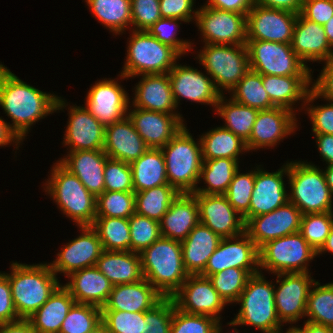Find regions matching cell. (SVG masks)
I'll return each instance as SVG.
<instances>
[{"mask_svg": "<svg viewBox=\"0 0 333 333\" xmlns=\"http://www.w3.org/2000/svg\"><path fill=\"white\" fill-rule=\"evenodd\" d=\"M64 100L30 86L0 64V106L12 119L10 127L22 140L36 121L63 110L67 106Z\"/></svg>", "mask_w": 333, "mask_h": 333, "instance_id": "6da1fadb", "label": "cell"}, {"mask_svg": "<svg viewBox=\"0 0 333 333\" xmlns=\"http://www.w3.org/2000/svg\"><path fill=\"white\" fill-rule=\"evenodd\" d=\"M11 273H4L11 285L13 303L19 319L31 317L60 285L49 264L13 262Z\"/></svg>", "mask_w": 333, "mask_h": 333, "instance_id": "7a4b0ae2", "label": "cell"}, {"mask_svg": "<svg viewBox=\"0 0 333 333\" xmlns=\"http://www.w3.org/2000/svg\"><path fill=\"white\" fill-rule=\"evenodd\" d=\"M139 254L144 278L163 297H171L189 276L179 241L161 236Z\"/></svg>", "mask_w": 333, "mask_h": 333, "instance_id": "3957f363", "label": "cell"}, {"mask_svg": "<svg viewBox=\"0 0 333 333\" xmlns=\"http://www.w3.org/2000/svg\"><path fill=\"white\" fill-rule=\"evenodd\" d=\"M44 187L67 217L77 226H92L96 218V200L78 177L70 173L59 162L51 169V177Z\"/></svg>", "mask_w": 333, "mask_h": 333, "instance_id": "277c9868", "label": "cell"}, {"mask_svg": "<svg viewBox=\"0 0 333 333\" xmlns=\"http://www.w3.org/2000/svg\"><path fill=\"white\" fill-rule=\"evenodd\" d=\"M195 142L184 126L164 147L161 148L168 184L179 193H193L200 181L202 151L200 139Z\"/></svg>", "mask_w": 333, "mask_h": 333, "instance_id": "5b68a950", "label": "cell"}, {"mask_svg": "<svg viewBox=\"0 0 333 333\" xmlns=\"http://www.w3.org/2000/svg\"><path fill=\"white\" fill-rule=\"evenodd\" d=\"M261 269L252 274L237 303H241L239 313L228 325L255 326L263 333H275L282 325L274 300L275 285L262 276Z\"/></svg>", "mask_w": 333, "mask_h": 333, "instance_id": "8992f818", "label": "cell"}, {"mask_svg": "<svg viewBox=\"0 0 333 333\" xmlns=\"http://www.w3.org/2000/svg\"><path fill=\"white\" fill-rule=\"evenodd\" d=\"M287 176L291 188L289 202L302 214L332 211L333 196L323 170L308 162L291 161Z\"/></svg>", "mask_w": 333, "mask_h": 333, "instance_id": "52a82bcc", "label": "cell"}, {"mask_svg": "<svg viewBox=\"0 0 333 333\" xmlns=\"http://www.w3.org/2000/svg\"><path fill=\"white\" fill-rule=\"evenodd\" d=\"M126 61L120 78L128 79L143 74H165L177 63L180 55L161 43L148 31H132Z\"/></svg>", "mask_w": 333, "mask_h": 333, "instance_id": "ba28073f", "label": "cell"}, {"mask_svg": "<svg viewBox=\"0 0 333 333\" xmlns=\"http://www.w3.org/2000/svg\"><path fill=\"white\" fill-rule=\"evenodd\" d=\"M203 48L195 58L204 66L222 95L224 89L230 92L250 70L246 44H205Z\"/></svg>", "mask_w": 333, "mask_h": 333, "instance_id": "9c48e42d", "label": "cell"}, {"mask_svg": "<svg viewBox=\"0 0 333 333\" xmlns=\"http://www.w3.org/2000/svg\"><path fill=\"white\" fill-rule=\"evenodd\" d=\"M259 267L271 273L309 272L308 262L317 256L300 232L268 241L258 249Z\"/></svg>", "mask_w": 333, "mask_h": 333, "instance_id": "30bf717a", "label": "cell"}, {"mask_svg": "<svg viewBox=\"0 0 333 333\" xmlns=\"http://www.w3.org/2000/svg\"><path fill=\"white\" fill-rule=\"evenodd\" d=\"M246 46L250 69L261 75L312 76L311 68L300 60L290 43L247 40Z\"/></svg>", "mask_w": 333, "mask_h": 333, "instance_id": "8fae6325", "label": "cell"}, {"mask_svg": "<svg viewBox=\"0 0 333 333\" xmlns=\"http://www.w3.org/2000/svg\"><path fill=\"white\" fill-rule=\"evenodd\" d=\"M195 22L205 44L243 45L247 42L246 15L208 7L197 10Z\"/></svg>", "mask_w": 333, "mask_h": 333, "instance_id": "7c38bea8", "label": "cell"}, {"mask_svg": "<svg viewBox=\"0 0 333 333\" xmlns=\"http://www.w3.org/2000/svg\"><path fill=\"white\" fill-rule=\"evenodd\" d=\"M231 267L245 269L251 275L259 272L258 248L245 231L235 237L222 238L200 275L208 278Z\"/></svg>", "mask_w": 333, "mask_h": 333, "instance_id": "4fadbf2b", "label": "cell"}, {"mask_svg": "<svg viewBox=\"0 0 333 333\" xmlns=\"http://www.w3.org/2000/svg\"><path fill=\"white\" fill-rule=\"evenodd\" d=\"M276 275L279 286L274 289V300L278 318L281 323L294 324L306 314L307 299L315 280L309 272Z\"/></svg>", "mask_w": 333, "mask_h": 333, "instance_id": "5bb4252c", "label": "cell"}, {"mask_svg": "<svg viewBox=\"0 0 333 333\" xmlns=\"http://www.w3.org/2000/svg\"><path fill=\"white\" fill-rule=\"evenodd\" d=\"M298 14L254 3L246 16L247 40L291 43Z\"/></svg>", "mask_w": 333, "mask_h": 333, "instance_id": "9a60e30c", "label": "cell"}, {"mask_svg": "<svg viewBox=\"0 0 333 333\" xmlns=\"http://www.w3.org/2000/svg\"><path fill=\"white\" fill-rule=\"evenodd\" d=\"M171 298L177 309L188 314L211 316L219 322V314L227 305L209 278L201 275H189Z\"/></svg>", "mask_w": 333, "mask_h": 333, "instance_id": "2e32d148", "label": "cell"}, {"mask_svg": "<svg viewBox=\"0 0 333 333\" xmlns=\"http://www.w3.org/2000/svg\"><path fill=\"white\" fill-rule=\"evenodd\" d=\"M302 213L287 202L272 212L254 216L245 223V232L259 249L268 241L299 232Z\"/></svg>", "mask_w": 333, "mask_h": 333, "instance_id": "e0dca14e", "label": "cell"}, {"mask_svg": "<svg viewBox=\"0 0 333 333\" xmlns=\"http://www.w3.org/2000/svg\"><path fill=\"white\" fill-rule=\"evenodd\" d=\"M81 235L63 246L49 266L57 273L68 276L74 271L96 266L103 248L96 230L92 226H79Z\"/></svg>", "mask_w": 333, "mask_h": 333, "instance_id": "ac0fdd59", "label": "cell"}, {"mask_svg": "<svg viewBox=\"0 0 333 333\" xmlns=\"http://www.w3.org/2000/svg\"><path fill=\"white\" fill-rule=\"evenodd\" d=\"M199 207V222L210 228L221 238L235 237L245 231L240 214L223 194L192 193ZM237 215L238 218H237Z\"/></svg>", "mask_w": 333, "mask_h": 333, "instance_id": "d6986e66", "label": "cell"}, {"mask_svg": "<svg viewBox=\"0 0 333 333\" xmlns=\"http://www.w3.org/2000/svg\"><path fill=\"white\" fill-rule=\"evenodd\" d=\"M123 86L106 78L93 85L86 96L85 107L104 126L120 121L129 111V96Z\"/></svg>", "mask_w": 333, "mask_h": 333, "instance_id": "ffe728a7", "label": "cell"}, {"mask_svg": "<svg viewBox=\"0 0 333 333\" xmlns=\"http://www.w3.org/2000/svg\"><path fill=\"white\" fill-rule=\"evenodd\" d=\"M286 174H288V162L283 168L272 173L260 169L259 166L255 169L254 188L249 212L243 217L244 223L254 216L272 212L289 201V194L283 181V175Z\"/></svg>", "mask_w": 333, "mask_h": 333, "instance_id": "44dd1931", "label": "cell"}, {"mask_svg": "<svg viewBox=\"0 0 333 333\" xmlns=\"http://www.w3.org/2000/svg\"><path fill=\"white\" fill-rule=\"evenodd\" d=\"M168 77L177 107L180 98L216 107L222 95L210 77L193 67L175 64Z\"/></svg>", "mask_w": 333, "mask_h": 333, "instance_id": "7402d4cb", "label": "cell"}, {"mask_svg": "<svg viewBox=\"0 0 333 333\" xmlns=\"http://www.w3.org/2000/svg\"><path fill=\"white\" fill-rule=\"evenodd\" d=\"M295 111L284 107H274L259 111L252 133L246 142L248 151L274 147L297 128Z\"/></svg>", "mask_w": 333, "mask_h": 333, "instance_id": "603a6c76", "label": "cell"}, {"mask_svg": "<svg viewBox=\"0 0 333 333\" xmlns=\"http://www.w3.org/2000/svg\"><path fill=\"white\" fill-rule=\"evenodd\" d=\"M137 133L149 148L161 149L185 126L180 114L135 108L127 112Z\"/></svg>", "mask_w": 333, "mask_h": 333, "instance_id": "cb8c5ba5", "label": "cell"}, {"mask_svg": "<svg viewBox=\"0 0 333 333\" xmlns=\"http://www.w3.org/2000/svg\"><path fill=\"white\" fill-rule=\"evenodd\" d=\"M63 144L69 152L103 150L105 126L86 107H70Z\"/></svg>", "mask_w": 333, "mask_h": 333, "instance_id": "d4e9b609", "label": "cell"}, {"mask_svg": "<svg viewBox=\"0 0 333 333\" xmlns=\"http://www.w3.org/2000/svg\"><path fill=\"white\" fill-rule=\"evenodd\" d=\"M148 149L128 116L105 126L103 151L109 158L131 163Z\"/></svg>", "mask_w": 333, "mask_h": 333, "instance_id": "484cf974", "label": "cell"}, {"mask_svg": "<svg viewBox=\"0 0 333 333\" xmlns=\"http://www.w3.org/2000/svg\"><path fill=\"white\" fill-rule=\"evenodd\" d=\"M108 156L103 150L74 151L58 160L70 173L76 175L96 198L104 192V169Z\"/></svg>", "mask_w": 333, "mask_h": 333, "instance_id": "4316f807", "label": "cell"}, {"mask_svg": "<svg viewBox=\"0 0 333 333\" xmlns=\"http://www.w3.org/2000/svg\"><path fill=\"white\" fill-rule=\"evenodd\" d=\"M140 76L142 78L135 87L132 106L165 114H180L174 111L177 109V105L172 93L168 73L143 74Z\"/></svg>", "mask_w": 333, "mask_h": 333, "instance_id": "83f0119b", "label": "cell"}, {"mask_svg": "<svg viewBox=\"0 0 333 333\" xmlns=\"http://www.w3.org/2000/svg\"><path fill=\"white\" fill-rule=\"evenodd\" d=\"M163 298L144 278L135 283L114 285L101 310L145 312L152 309Z\"/></svg>", "mask_w": 333, "mask_h": 333, "instance_id": "f1b7e54d", "label": "cell"}, {"mask_svg": "<svg viewBox=\"0 0 333 333\" xmlns=\"http://www.w3.org/2000/svg\"><path fill=\"white\" fill-rule=\"evenodd\" d=\"M199 223V207L192 193H179L160 221L164 238L183 242Z\"/></svg>", "mask_w": 333, "mask_h": 333, "instance_id": "f546056e", "label": "cell"}, {"mask_svg": "<svg viewBox=\"0 0 333 333\" xmlns=\"http://www.w3.org/2000/svg\"><path fill=\"white\" fill-rule=\"evenodd\" d=\"M71 280L63 286L69 291L76 303L89 304L102 309L113 285L96 266L72 272Z\"/></svg>", "mask_w": 333, "mask_h": 333, "instance_id": "4dcf8cb0", "label": "cell"}, {"mask_svg": "<svg viewBox=\"0 0 333 333\" xmlns=\"http://www.w3.org/2000/svg\"><path fill=\"white\" fill-rule=\"evenodd\" d=\"M291 48L306 65L308 61H324L331 46L324 27L298 13L293 29Z\"/></svg>", "mask_w": 333, "mask_h": 333, "instance_id": "1f68e13d", "label": "cell"}, {"mask_svg": "<svg viewBox=\"0 0 333 333\" xmlns=\"http://www.w3.org/2000/svg\"><path fill=\"white\" fill-rule=\"evenodd\" d=\"M221 237L210 228L198 223L181 242L183 265L189 275H200L208 259L217 249Z\"/></svg>", "mask_w": 333, "mask_h": 333, "instance_id": "d6a6232c", "label": "cell"}, {"mask_svg": "<svg viewBox=\"0 0 333 333\" xmlns=\"http://www.w3.org/2000/svg\"><path fill=\"white\" fill-rule=\"evenodd\" d=\"M96 267L111 284H130L144 279L139 253L103 250Z\"/></svg>", "mask_w": 333, "mask_h": 333, "instance_id": "836d02e7", "label": "cell"}, {"mask_svg": "<svg viewBox=\"0 0 333 333\" xmlns=\"http://www.w3.org/2000/svg\"><path fill=\"white\" fill-rule=\"evenodd\" d=\"M75 303L69 291L60 284L28 320L36 333H59L62 322Z\"/></svg>", "mask_w": 333, "mask_h": 333, "instance_id": "e575fe53", "label": "cell"}, {"mask_svg": "<svg viewBox=\"0 0 333 333\" xmlns=\"http://www.w3.org/2000/svg\"><path fill=\"white\" fill-rule=\"evenodd\" d=\"M312 76H273L262 75L263 87L276 107L293 111L298 100L305 102L311 90ZM310 87V89H309Z\"/></svg>", "mask_w": 333, "mask_h": 333, "instance_id": "d590c367", "label": "cell"}, {"mask_svg": "<svg viewBox=\"0 0 333 333\" xmlns=\"http://www.w3.org/2000/svg\"><path fill=\"white\" fill-rule=\"evenodd\" d=\"M134 192L168 184L166 163L161 149L149 148L130 163Z\"/></svg>", "mask_w": 333, "mask_h": 333, "instance_id": "8d00e7d4", "label": "cell"}, {"mask_svg": "<svg viewBox=\"0 0 333 333\" xmlns=\"http://www.w3.org/2000/svg\"><path fill=\"white\" fill-rule=\"evenodd\" d=\"M202 160L230 158L239 160V154L248 151L246 142L224 127H216L200 138Z\"/></svg>", "mask_w": 333, "mask_h": 333, "instance_id": "74e56055", "label": "cell"}, {"mask_svg": "<svg viewBox=\"0 0 333 333\" xmlns=\"http://www.w3.org/2000/svg\"><path fill=\"white\" fill-rule=\"evenodd\" d=\"M227 102L221 95L215 110L225 120L224 128L247 142L251 136L253 125L259 110L240 104L232 98Z\"/></svg>", "mask_w": 333, "mask_h": 333, "instance_id": "f35d334b", "label": "cell"}, {"mask_svg": "<svg viewBox=\"0 0 333 333\" xmlns=\"http://www.w3.org/2000/svg\"><path fill=\"white\" fill-rule=\"evenodd\" d=\"M238 164L239 161L230 158L203 160L199 179H203L208 186L197 187L193 193L224 195L239 169Z\"/></svg>", "mask_w": 333, "mask_h": 333, "instance_id": "ab89813d", "label": "cell"}, {"mask_svg": "<svg viewBox=\"0 0 333 333\" xmlns=\"http://www.w3.org/2000/svg\"><path fill=\"white\" fill-rule=\"evenodd\" d=\"M99 23L115 34L131 26V0H85Z\"/></svg>", "mask_w": 333, "mask_h": 333, "instance_id": "60d3db41", "label": "cell"}, {"mask_svg": "<svg viewBox=\"0 0 333 333\" xmlns=\"http://www.w3.org/2000/svg\"><path fill=\"white\" fill-rule=\"evenodd\" d=\"M179 192L164 184L141 192H135V212L160 222Z\"/></svg>", "mask_w": 333, "mask_h": 333, "instance_id": "b9f144b4", "label": "cell"}, {"mask_svg": "<svg viewBox=\"0 0 333 333\" xmlns=\"http://www.w3.org/2000/svg\"><path fill=\"white\" fill-rule=\"evenodd\" d=\"M92 227L98 234L103 250L131 251L129 218L96 217Z\"/></svg>", "mask_w": 333, "mask_h": 333, "instance_id": "7bdbcfd3", "label": "cell"}, {"mask_svg": "<svg viewBox=\"0 0 333 333\" xmlns=\"http://www.w3.org/2000/svg\"><path fill=\"white\" fill-rule=\"evenodd\" d=\"M231 92L234 101L259 111L276 107L263 87L262 75L251 69Z\"/></svg>", "mask_w": 333, "mask_h": 333, "instance_id": "ee69618b", "label": "cell"}, {"mask_svg": "<svg viewBox=\"0 0 333 333\" xmlns=\"http://www.w3.org/2000/svg\"><path fill=\"white\" fill-rule=\"evenodd\" d=\"M313 287L307 299L306 321L333 327V283L321 286L315 281Z\"/></svg>", "mask_w": 333, "mask_h": 333, "instance_id": "f6af8a7d", "label": "cell"}, {"mask_svg": "<svg viewBox=\"0 0 333 333\" xmlns=\"http://www.w3.org/2000/svg\"><path fill=\"white\" fill-rule=\"evenodd\" d=\"M250 276L251 274L245 269L231 267L210 275L208 278L212 282L213 288L228 304L237 302Z\"/></svg>", "mask_w": 333, "mask_h": 333, "instance_id": "bcb514c9", "label": "cell"}, {"mask_svg": "<svg viewBox=\"0 0 333 333\" xmlns=\"http://www.w3.org/2000/svg\"><path fill=\"white\" fill-rule=\"evenodd\" d=\"M134 213V191H104L97 197L96 217L129 218Z\"/></svg>", "mask_w": 333, "mask_h": 333, "instance_id": "7dc6e473", "label": "cell"}, {"mask_svg": "<svg viewBox=\"0 0 333 333\" xmlns=\"http://www.w3.org/2000/svg\"><path fill=\"white\" fill-rule=\"evenodd\" d=\"M333 226V211L303 214L299 232L317 252L325 244Z\"/></svg>", "mask_w": 333, "mask_h": 333, "instance_id": "c3c4849f", "label": "cell"}, {"mask_svg": "<svg viewBox=\"0 0 333 333\" xmlns=\"http://www.w3.org/2000/svg\"><path fill=\"white\" fill-rule=\"evenodd\" d=\"M101 320L108 333H146L145 312L101 310Z\"/></svg>", "mask_w": 333, "mask_h": 333, "instance_id": "681fc988", "label": "cell"}, {"mask_svg": "<svg viewBox=\"0 0 333 333\" xmlns=\"http://www.w3.org/2000/svg\"><path fill=\"white\" fill-rule=\"evenodd\" d=\"M101 321V308L75 303L62 322L59 333H86Z\"/></svg>", "mask_w": 333, "mask_h": 333, "instance_id": "f907efd6", "label": "cell"}, {"mask_svg": "<svg viewBox=\"0 0 333 333\" xmlns=\"http://www.w3.org/2000/svg\"><path fill=\"white\" fill-rule=\"evenodd\" d=\"M131 251L141 253L161 237L160 222L136 212L129 217Z\"/></svg>", "mask_w": 333, "mask_h": 333, "instance_id": "816d5d0a", "label": "cell"}, {"mask_svg": "<svg viewBox=\"0 0 333 333\" xmlns=\"http://www.w3.org/2000/svg\"><path fill=\"white\" fill-rule=\"evenodd\" d=\"M254 182L255 170L249 171V173L240 174L238 169L224 194L228 202L242 218L249 212Z\"/></svg>", "mask_w": 333, "mask_h": 333, "instance_id": "f5cc1de1", "label": "cell"}, {"mask_svg": "<svg viewBox=\"0 0 333 333\" xmlns=\"http://www.w3.org/2000/svg\"><path fill=\"white\" fill-rule=\"evenodd\" d=\"M218 322L211 316L188 314L175 307L170 333H216Z\"/></svg>", "mask_w": 333, "mask_h": 333, "instance_id": "db71d44e", "label": "cell"}, {"mask_svg": "<svg viewBox=\"0 0 333 333\" xmlns=\"http://www.w3.org/2000/svg\"><path fill=\"white\" fill-rule=\"evenodd\" d=\"M104 191H134L130 163L107 158L104 169Z\"/></svg>", "mask_w": 333, "mask_h": 333, "instance_id": "11a10c76", "label": "cell"}, {"mask_svg": "<svg viewBox=\"0 0 333 333\" xmlns=\"http://www.w3.org/2000/svg\"><path fill=\"white\" fill-rule=\"evenodd\" d=\"M175 18H160L147 31L161 43L173 48L180 56L188 52L192 47L191 42L177 38L178 22Z\"/></svg>", "mask_w": 333, "mask_h": 333, "instance_id": "9f6ffc18", "label": "cell"}, {"mask_svg": "<svg viewBox=\"0 0 333 333\" xmlns=\"http://www.w3.org/2000/svg\"><path fill=\"white\" fill-rule=\"evenodd\" d=\"M175 303L171 297H164L152 309L145 311L146 333H170Z\"/></svg>", "mask_w": 333, "mask_h": 333, "instance_id": "6f0895ef", "label": "cell"}, {"mask_svg": "<svg viewBox=\"0 0 333 333\" xmlns=\"http://www.w3.org/2000/svg\"><path fill=\"white\" fill-rule=\"evenodd\" d=\"M159 0H131L133 30L147 31L161 17Z\"/></svg>", "mask_w": 333, "mask_h": 333, "instance_id": "680465c9", "label": "cell"}, {"mask_svg": "<svg viewBox=\"0 0 333 333\" xmlns=\"http://www.w3.org/2000/svg\"><path fill=\"white\" fill-rule=\"evenodd\" d=\"M306 110L312 121V131L314 134L333 135V101L316 107L315 105H310Z\"/></svg>", "mask_w": 333, "mask_h": 333, "instance_id": "91938a15", "label": "cell"}, {"mask_svg": "<svg viewBox=\"0 0 333 333\" xmlns=\"http://www.w3.org/2000/svg\"><path fill=\"white\" fill-rule=\"evenodd\" d=\"M159 2L162 18L181 19L187 23L196 19L197 10H193L194 0H159Z\"/></svg>", "mask_w": 333, "mask_h": 333, "instance_id": "94428289", "label": "cell"}, {"mask_svg": "<svg viewBox=\"0 0 333 333\" xmlns=\"http://www.w3.org/2000/svg\"><path fill=\"white\" fill-rule=\"evenodd\" d=\"M300 14L323 26L333 16V0H304Z\"/></svg>", "mask_w": 333, "mask_h": 333, "instance_id": "6125c7cd", "label": "cell"}, {"mask_svg": "<svg viewBox=\"0 0 333 333\" xmlns=\"http://www.w3.org/2000/svg\"><path fill=\"white\" fill-rule=\"evenodd\" d=\"M19 320L11 294L8 277L0 272V324Z\"/></svg>", "mask_w": 333, "mask_h": 333, "instance_id": "be15d7a7", "label": "cell"}, {"mask_svg": "<svg viewBox=\"0 0 333 333\" xmlns=\"http://www.w3.org/2000/svg\"><path fill=\"white\" fill-rule=\"evenodd\" d=\"M311 86L304 106L322 97L326 101H333V69H322L320 76Z\"/></svg>", "mask_w": 333, "mask_h": 333, "instance_id": "e7e4bbea", "label": "cell"}, {"mask_svg": "<svg viewBox=\"0 0 333 333\" xmlns=\"http://www.w3.org/2000/svg\"><path fill=\"white\" fill-rule=\"evenodd\" d=\"M206 5L211 8L237 12L247 16L254 5V0H208Z\"/></svg>", "mask_w": 333, "mask_h": 333, "instance_id": "03108f58", "label": "cell"}, {"mask_svg": "<svg viewBox=\"0 0 333 333\" xmlns=\"http://www.w3.org/2000/svg\"><path fill=\"white\" fill-rule=\"evenodd\" d=\"M304 0H254V3L273 9L300 13Z\"/></svg>", "mask_w": 333, "mask_h": 333, "instance_id": "003e7915", "label": "cell"}, {"mask_svg": "<svg viewBox=\"0 0 333 333\" xmlns=\"http://www.w3.org/2000/svg\"><path fill=\"white\" fill-rule=\"evenodd\" d=\"M319 153L328 166H333V135L315 134Z\"/></svg>", "mask_w": 333, "mask_h": 333, "instance_id": "a7ac6f4b", "label": "cell"}, {"mask_svg": "<svg viewBox=\"0 0 333 333\" xmlns=\"http://www.w3.org/2000/svg\"><path fill=\"white\" fill-rule=\"evenodd\" d=\"M0 333H36L28 319L0 324Z\"/></svg>", "mask_w": 333, "mask_h": 333, "instance_id": "89a4df30", "label": "cell"}, {"mask_svg": "<svg viewBox=\"0 0 333 333\" xmlns=\"http://www.w3.org/2000/svg\"><path fill=\"white\" fill-rule=\"evenodd\" d=\"M21 141H23L17 133L10 127V123L5 122L0 117V146L10 145L15 142L16 146L20 145Z\"/></svg>", "mask_w": 333, "mask_h": 333, "instance_id": "2644e50d", "label": "cell"}, {"mask_svg": "<svg viewBox=\"0 0 333 333\" xmlns=\"http://www.w3.org/2000/svg\"><path fill=\"white\" fill-rule=\"evenodd\" d=\"M306 333H333V327L305 321Z\"/></svg>", "mask_w": 333, "mask_h": 333, "instance_id": "8c879c8a", "label": "cell"}, {"mask_svg": "<svg viewBox=\"0 0 333 333\" xmlns=\"http://www.w3.org/2000/svg\"><path fill=\"white\" fill-rule=\"evenodd\" d=\"M326 251L333 253V226L331 227L330 233L326 239L325 244L322 246V248L317 252V255L322 254L323 252L326 253Z\"/></svg>", "mask_w": 333, "mask_h": 333, "instance_id": "753ad0ef", "label": "cell"}, {"mask_svg": "<svg viewBox=\"0 0 333 333\" xmlns=\"http://www.w3.org/2000/svg\"><path fill=\"white\" fill-rule=\"evenodd\" d=\"M325 34L331 47H333V16L323 25Z\"/></svg>", "mask_w": 333, "mask_h": 333, "instance_id": "34e18365", "label": "cell"}, {"mask_svg": "<svg viewBox=\"0 0 333 333\" xmlns=\"http://www.w3.org/2000/svg\"><path fill=\"white\" fill-rule=\"evenodd\" d=\"M326 182L328 187L330 188L331 194L333 195V166H327L326 170H323Z\"/></svg>", "mask_w": 333, "mask_h": 333, "instance_id": "11e5206c", "label": "cell"}, {"mask_svg": "<svg viewBox=\"0 0 333 333\" xmlns=\"http://www.w3.org/2000/svg\"><path fill=\"white\" fill-rule=\"evenodd\" d=\"M325 66L323 69H333V47L329 50L327 57L324 60Z\"/></svg>", "mask_w": 333, "mask_h": 333, "instance_id": "2a66077c", "label": "cell"}, {"mask_svg": "<svg viewBox=\"0 0 333 333\" xmlns=\"http://www.w3.org/2000/svg\"><path fill=\"white\" fill-rule=\"evenodd\" d=\"M86 333H108V330L102 320L91 330Z\"/></svg>", "mask_w": 333, "mask_h": 333, "instance_id": "b9fcfbb0", "label": "cell"}, {"mask_svg": "<svg viewBox=\"0 0 333 333\" xmlns=\"http://www.w3.org/2000/svg\"><path fill=\"white\" fill-rule=\"evenodd\" d=\"M281 331L282 330L280 326L275 333H282ZM286 333H306L305 323L302 329L299 327L292 326L289 329H287Z\"/></svg>", "mask_w": 333, "mask_h": 333, "instance_id": "09005b40", "label": "cell"}, {"mask_svg": "<svg viewBox=\"0 0 333 333\" xmlns=\"http://www.w3.org/2000/svg\"><path fill=\"white\" fill-rule=\"evenodd\" d=\"M221 322H218V324H217V328H216V333H220L221 331H222V327H221V324H220ZM234 331H235V333H239V331H236L235 329H234Z\"/></svg>", "mask_w": 333, "mask_h": 333, "instance_id": "979ff035", "label": "cell"}]
</instances>
